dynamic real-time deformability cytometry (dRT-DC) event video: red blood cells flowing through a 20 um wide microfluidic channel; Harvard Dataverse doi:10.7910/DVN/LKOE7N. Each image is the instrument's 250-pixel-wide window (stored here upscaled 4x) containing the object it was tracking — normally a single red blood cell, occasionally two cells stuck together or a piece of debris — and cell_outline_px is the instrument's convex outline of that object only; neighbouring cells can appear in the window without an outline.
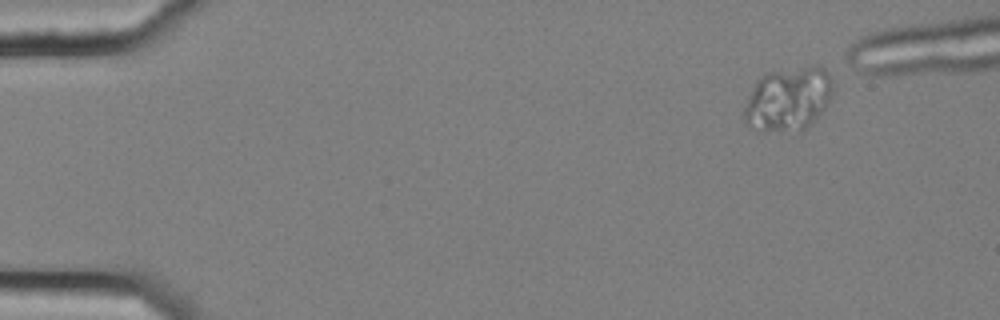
{"species": "common noctule bat (a hibernating species)", "species_latin": "Nyctalus noctula", "temperature_condition": "cold", "stored_images_in_passage": 42, "segment_of_instrument_passage": [1, 2], "camera_frame_rate_fps": 3000, "um_per_image_px": 0.085, "animal": {"sex": "female", "body_mass_g": 25.1}, "frame": {"image": 1, "passage_image": 1, "time_ms": 0.0, "image_size_px": [1000, 320], "cell_outline_px": [[832, 92], [828, 100], [816, 116], [800, 132], [760, 132], [748, 124], [744, 120], [744, 108], [756, 84], [768, 72], [812, 64], [820, 64], [828, 72], [832, 80]], "centroid_in_image_um": [67.01, 8.41], "position_along_channel_um": 18.0, "area_um2": 32.71}}
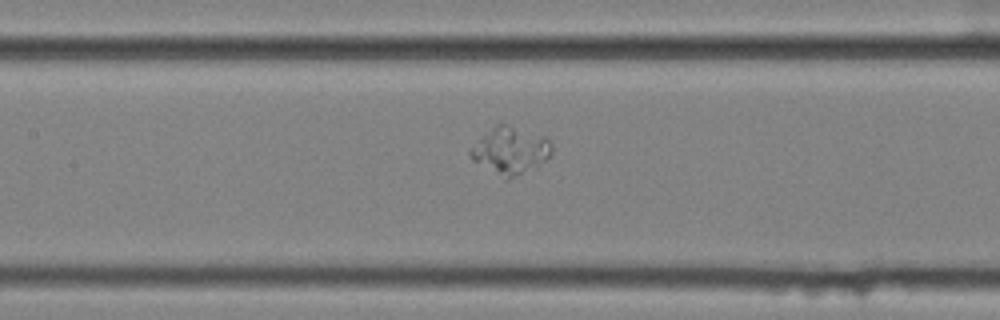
{"frame": {"image": 2, "passage_image": 22, "time_ms": 7.0, "image_size_px": [1000, 320], "cell_outline_px": [[552, 156], [508, 180], [504, 180], [472, 160], [468, 156], [468, 152], [496, 124], [504, 124], [544, 136], [552, 144]], "centroid_in_image_um": [43.37, 12.83], "position_along_channel_um": 164.0, "area_um2": 21.73}}
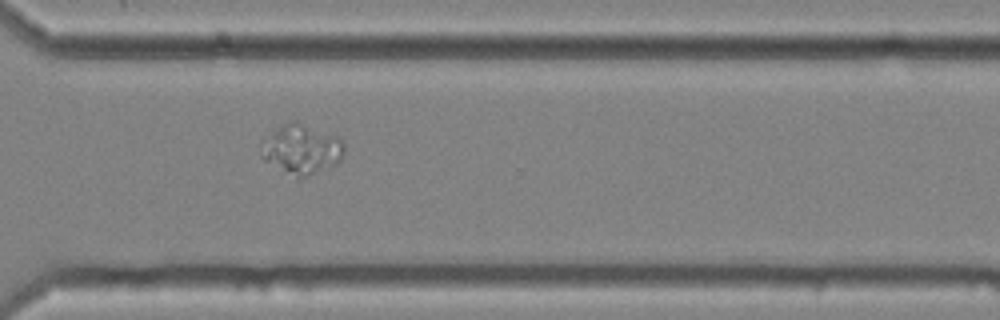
{"frame": {"image": 3, "passage_image": 37, "time_ms": 12.0, "image_size_px": [1000, 320], "cell_outline_px": [[344, 152], [340, 160], [336, 164], [308, 176], [296, 180], [264, 160], [260, 156], [260, 148], [268, 136], [280, 124], [288, 120], [296, 120], [340, 136], [344, 144]], "centroid_in_image_um": [25.63, 12.68], "position_along_channel_um": 345.0, "area_um2": 24.68}}